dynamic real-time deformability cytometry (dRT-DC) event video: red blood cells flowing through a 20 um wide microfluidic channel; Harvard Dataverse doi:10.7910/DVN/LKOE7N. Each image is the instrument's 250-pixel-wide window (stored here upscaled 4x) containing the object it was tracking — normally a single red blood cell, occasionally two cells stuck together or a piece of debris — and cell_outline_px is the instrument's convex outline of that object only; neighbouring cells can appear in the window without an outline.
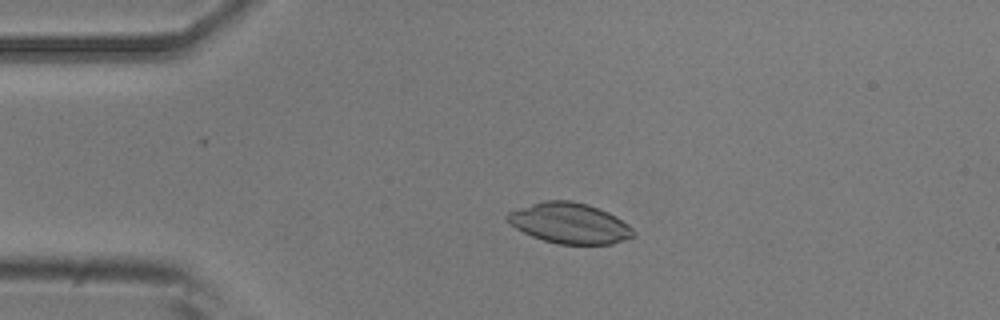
{"species": "common noctule bat (a hibernating species)", "species_latin": "Nyctalus noctula", "temperature_condition": "room temperature", "stored_images_in_passage": 4, "camera_frame_rate_fps": 3000, "um_per_image_px": 0.085, "animal": {"sex": "male", "body_mass_g": 20.5, "forearm_length_mm": 52.5}, "frame": {"image": 1, "passage_image": 3, "time_ms": 2.333, "image_size_px": [1000, 320], "cell_outline_px": [[636, 236], [612, 244], [560, 244], [544, 240], [532, 236], [516, 228], [504, 216], [508, 212], [544, 200], [572, 200], [588, 204], [608, 212], [616, 216], [628, 224], [636, 232]], "centroid_in_image_um": [48.46, 18.97], "position_along_channel_um": 36.5, "area_um2": 29.71}}